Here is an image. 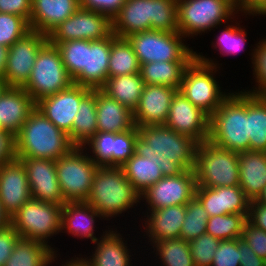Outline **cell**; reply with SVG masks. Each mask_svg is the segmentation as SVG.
<instances>
[{"mask_svg": "<svg viewBox=\"0 0 266 266\" xmlns=\"http://www.w3.org/2000/svg\"><path fill=\"white\" fill-rule=\"evenodd\" d=\"M29 22L19 16L8 13H0V45L10 47L30 31Z\"/></svg>", "mask_w": 266, "mask_h": 266, "instance_id": "41", "label": "cell"}, {"mask_svg": "<svg viewBox=\"0 0 266 266\" xmlns=\"http://www.w3.org/2000/svg\"><path fill=\"white\" fill-rule=\"evenodd\" d=\"M145 86L140 73L108 77L100 89L109 98L134 112Z\"/></svg>", "mask_w": 266, "mask_h": 266, "instance_id": "30", "label": "cell"}, {"mask_svg": "<svg viewBox=\"0 0 266 266\" xmlns=\"http://www.w3.org/2000/svg\"><path fill=\"white\" fill-rule=\"evenodd\" d=\"M72 84L73 80L63 65L59 49L47 42L38 52L29 79L22 88L37 102Z\"/></svg>", "mask_w": 266, "mask_h": 266, "instance_id": "8", "label": "cell"}, {"mask_svg": "<svg viewBox=\"0 0 266 266\" xmlns=\"http://www.w3.org/2000/svg\"><path fill=\"white\" fill-rule=\"evenodd\" d=\"M112 19L108 15L79 8L72 16L55 27L48 35L49 43L71 40H101L110 37Z\"/></svg>", "mask_w": 266, "mask_h": 266, "instance_id": "13", "label": "cell"}, {"mask_svg": "<svg viewBox=\"0 0 266 266\" xmlns=\"http://www.w3.org/2000/svg\"><path fill=\"white\" fill-rule=\"evenodd\" d=\"M74 147L69 135L57 128L37 108L30 113L15 136L16 157L58 160Z\"/></svg>", "mask_w": 266, "mask_h": 266, "instance_id": "3", "label": "cell"}, {"mask_svg": "<svg viewBox=\"0 0 266 266\" xmlns=\"http://www.w3.org/2000/svg\"><path fill=\"white\" fill-rule=\"evenodd\" d=\"M10 224V217L5 213L0 201V229L5 228Z\"/></svg>", "mask_w": 266, "mask_h": 266, "instance_id": "57", "label": "cell"}, {"mask_svg": "<svg viewBox=\"0 0 266 266\" xmlns=\"http://www.w3.org/2000/svg\"><path fill=\"white\" fill-rule=\"evenodd\" d=\"M238 250L241 255L240 266H266V261L258 257L241 238L238 239Z\"/></svg>", "mask_w": 266, "mask_h": 266, "instance_id": "54", "label": "cell"}, {"mask_svg": "<svg viewBox=\"0 0 266 266\" xmlns=\"http://www.w3.org/2000/svg\"><path fill=\"white\" fill-rule=\"evenodd\" d=\"M140 67L130 42L112 34L108 77L140 73Z\"/></svg>", "mask_w": 266, "mask_h": 266, "instance_id": "36", "label": "cell"}, {"mask_svg": "<svg viewBox=\"0 0 266 266\" xmlns=\"http://www.w3.org/2000/svg\"><path fill=\"white\" fill-rule=\"evenodd\" d=\"M92 89L72 84L69 88L39 99L36 108L57 128L66 132L72 142V125L81 100Z\"/></svg>", "mask_w": 266, "mask_h": 266, "instance_id": "16", "label": "cell"}, {"mask_svg": "<svg viewBox=\"0 0 266 266\" xmlns=\"http://www.w3.org/2000/svg\"><path fill=\"white\" fill-rule=\"evenodd\" d=\"M152 246L164 266H195L189 243L182 238L156 241Z\"/></svg>", "mask_w": 266, "mask_h": 266, "instance_id": "37", "label": "cell"}, {"mask_svg": "<svg viewBox=\"0 0 266 266\" xmlns=\"http://www.w3.org/2000/svg\"><path fill=\"white\" fill-rule=\"evenodd\" d=\"M236 24L238 25L233 26L231 24L225 26V29L221 31L220 35L216 36V43L212 42V44H216L213 45L214 48H218V51L222 55L239 54L244 49L247 33L240 27L238 22Z\"/></svg>", "mask_w": 266, "mask_h": 266, "instance_id": "43", "label": "cell"}, {"mask_svg": "<svg viewBox=\"0 0 266 266\" xmlns=\"http://www.w3.org/2000/svg\"><path fill=\"white\" fill-rule=\"evenodd\" d=\"M31 198L26 169L15 158L0 166V201L11 218Z\"/></svg>", "mask_w": 266, "mask_h": 266, "instance_id": "20", "label": "cell"}, {"mask_svg": "<svg viewBox=\"0 0 266 266\" xmlns=\"http://www.w3.org/2000/svg\"><path fill=\"white\" fill-rule=\"evenodd\" d=\"M138 136L136 126L124 132L114 133L113 167H121L135 153Z\"/></svg>", "mask_w": 266, "mask_h": 266, "instance_id": "45", "label": "cell"}, {"mask_svg": "<svg viewBox=\"0 0 266 266\" xmlns=\"http://www.w3.org/2000/svg\"><path fill=\"white\" fill-rule=\"evenodd\" d=\"M248 92L231 93L210 116L209 141L240 153L249 150Z\"/></svg>", "mask_w": 266, "mask_h": 266, "instance_id": "4", "label": "cell"}, {"mask_svg": "<svg viewBox=\"0 0 266 266\" xmlns=\"http://www.w3.org/2000/svg\"><path fill=\"white\" fill-rule=\"evenodd\" d=\"M56 255L51 246L20 238L4 266H48L55 261Z\"/></svg>", "mask_w": 266, "mask_h": 266, "instance_id": "31", "label": "cell"}, {"mask_svg": "<svg viewBox=\"0 0 266 266\" xmlns=\"http://www.w3.org/2000/svg\"><path fill=\"white\" fill-rule=\"evenodd\" d=\"M220 239L208 233L189 241L191 257L195 266H211L213 257L219 247Z\"/></svg>", "mask_w": 266, "mask_h": 266, "instance_id": "44", "label": "cell"}, {"mask_svg": "<svg viewBox=\"0 0 266 266\" xmlns=\"http://www.w3.org/2000/svg\"><path fill=\"white\" fill-rule=\"evenodd\" d=\"M86 147L75 146L56 160V173L65 203L86 202L98 165L84 153Z\"/></svg>", "mask_w": 266, "mask_h": 266, "instance_id": "11", "label": "cell"}, {"mask_svg": "<svg viewBox=\"0 0 266 266\" xmlns=\"http://www.w3.org/2000/svg\"><path fill=\"white\" fill-rule=\"evenodd\" d=\"M249 150L266 152V96L248 93Z\"/></svg>", "mask_w": 266, "mask_h": 266, "instance_id": "34", "label": "cell"}, {"mask_svg": "<svg viewBox=\"0 0 266 266\" xmlns=\"http://www.w3.org/2000/svg\"><path fill=\"white\" fill-rule=\"evenodd\" d=\"M197 184L194 170H184L176 176H164L141 194L148 210L186 205L195 197ZM150 207V208H149Z\"/></svg>", "mask_w": 266, "mask_h": 266, "instance_id": "15", "label": "cell"}, {"mask_svg": "<svg viewBox=\"0 0 266 266\" xmlns=\"http://www.w3.org/2000/svg\"><path fill=\"white\" fill-rule=\"evenodd\" d=\"M32 0H0V13L19 15L30 22Z\"/></svg>", "mask_w": 266, "mask_h": 266, "instance_id": "51", "label": "cell"}, {"mask_svg": "<svg viewBox=\"0 0 266 266\" xmlns=\"http://www.w3.org/2000/svg\"><path fill=\"white\" fill-rule=\"evenodd\" d=\"M7 84L4 80V78H0V95L4 92V90L7 88Z\"/></svg>", "mask_w": 266, "mask_h": 266, "instance_id": "60", "label": "cell"}, {"mask_svg": "<svg viewBox=\"0 0 266 266\" xmlns=\"http://www.w3.org/2000/svg\"><path fill=\"white\" fill-rule=\"evenodd\" d=\"M26 169L31 198L64 205L56 173V160L16 157Z\"/></svg>", "mask_w": 266, "mask_h": 266, "instance_id": "18", "label": "cell"}, {"mask_svg": "<svg viewBox=\"0 0 266 266\" xmlns=\"http://www.w3.org/2000/svg\"><path fill=\"white\" fill-rule=\"evenodd\" d=\"M195 197L209 217L225 214L248 215L250 199L240 186L197 187Z\"/></svg>", "mask_w": 266, "mask_h": 266, "instance_id": "22", "label": "cell"}, {"mask_svg": "<svg viewBox=\"0 0 266 266\" xmlns=\"http://www.w3.org/2000/svg\"><path fill=\"white\" fill-rule=\"evenodd\" d=\"M209 122L210 117L178 90L173 96L164 125L200 144L209 139Z\"/></svg>", "mask_w": 266, "mask_h": 266, "instance_id": "17", "label": "cell"}, {"mask_svg": "<svg viewBox=\"0 0 266 266\" xmlns=\"http://www.w3.org/2000/svg\"><path fill=\"white\" fill-rule=\"evenodd\" d=\"M97 217L103 218L96 209L87 202H67L62 206L61 231L79 238H90L95 243L94 223Z\"/></svg>", "mask_w": 266, "mask_h": 266, "instance_id": "28", "label": "cell"}, {"mask_svg": "<svg viewBox=\"0 0 266 266\" xmlns=\"http://www.w3.org/2000/svg\"><path fill=\"white\" fill-rule=\"evenodd\" d=\"M191 61H155L141 64L140 74L145 84L180 88L183 74Z\"/></svg>", "mask_w": 266, "mask_h": 266, "instance_id": "32", "label": "cell"}, {"mask_svg": "<svg viewBox=\"0 0 266 266\" xmlns=\"http://www.w3.org/2000/svg\"><path fill=\"white\" fill-rule=\"evenodd\" d=\"M241 239L244 240L256 255L266 261V232L246 221Z\"/></svg>", "mask_w": 266, "mask_h": 266, "instance_id": "48", "label": "cell"}, {"mask_svg": "<svg viewBox=\"0 0 266 266\" xmlns=\"http://www.w3.org/2000/svg\"><path fill=\"white\" fill-rule=\"evenodd\" d=\"M89 146L92 149L90 158L98 166L113 167L114 133L96 132L95 135L85 143L83 147Z\"/></svg>", "mask_w": 266, "mask_h": 266, "instance_id": "42", "label": "cell"}, {"mask_svg": "<svg viewBox=\"0 0 266 266\" xmlns=\"http://www.w3.org/2000/svg\"><path fill=\"white\" fill-rule=\"evenodd\" d=\"M254 201L266 204V186L263 188L262 192L258 195V197L254 199Z\"/></svg>", "mask_w": 266, "mask_h": 266, "instance_id": "59", "label": "cell"}, {"mask_svg": "<svg viewBox=\"0 0 266 266\" xmlns=\"http://www.w3.org/2000/svg\"><path fill=\"white\" fill-rule=\"evenodd\" d=\"M141 194L124 175L121 167L98 166L86 202L107 219L140 203Z\"/></svg>", "mask_w": 266, "mask_h": 266, "instance_id": "5", "label": "cell"}, {"mask_svg": "<svg viewBox=\"0 0 266 266\" xmlns=\"http://www.w3.org/2000/svg\"><path fill=\"white\" fill-rule=\"evenodd\" d=\"M47 42V35L30 30L9 47L4 74L8 87H22L28 81L36 56Z\"/></svg>", "mask_w": 266, "mask_h": 266, "instance_id": "14", "label": "cell"}, {"mask_svg": "<svg viewBox=\"0 0 266 266\" xmlns=\"http://www.w3.org/2000/svg\"><path fill=\"white\" fill-rule=\"evenodd\" d=\"M147 215L145 232L151 243L180 238V231L185 219L186 205H174L159 208Z\"/></svg>", "mask_w": 266, "mask_h": 266, "instance_id": "25", "label": "cell"}, {"mask_svg": "<svg viewBox=\"0 0 266 266\" xmlns=\"http://www.w3.org/2000/svg\"><path fill=\"white\" fill-rule=\"evenodd\" d=\"M97 132L96 90L82 100L72 125V143L83 147Z\"/></svg>", "mask_w": 266, "mask_h": 266, "instance_id": "33", "label": "cell"}, {"mask_svg": "<svg viewBox=\"0 0 266 266\" xmlns=\"http://www.w3.org/2000/svg\"><path fill=\"white\" fill-rule=\"evenodd\" d=\"M80 7L108 15L111 19L120 11L126 0H79Z\"/></svg>", "mask_w": 266, "mask_h": 266, "instance_id": "49", "label": "cell"}, {"mask_svg": "<svg viewBox=\"0 0 266 266\" xmlns=\"http://www.w3.org/2000/svg\"><path fill=\"white\" fill-rule=\"evenodd\" d=\"M108 231L103 232V236L101 235L94 243L96 250L93 251L91 258L82 257V260L88 266H130L132 259L127 243L123 242L125 240H122L117 231Z\"/></svg>", "mask_w": 266, "mask_h": 266, "instance_id": "29", "label": "cell"}, {"mask_svg": "<svg viewBox=\"0 0 266 266\" xmlns=\"http://www.w3.org/2000/svg\"><path fill=\"white\" fill-rule=\"evenodd\" d=\"M97 132L120 133L132 129L133 112L96 90Z\"/></svg>", "mask_w": 266, "mask_h": 266, "instance_id": "27", "label": "cell"}, {"mask_svg": "<svg viewBox=\"0 0 266 266\" xmlns=\"http://www.w3.org/2000/svg\"><path fill=\"white\" fill-rule=\"evenodd\" d=\"M238 161L239 186L250 200H254L266 186V152H240Z\"/></svg>", "mask_w": 266, "mask_h": 266, "instance_id": "26", "label": "cell"}, {"mask_svg": "<svg viewBox=\"0 0 266 266\" xmlns=\"http://www.w3.org/2000/svg\"><path fill=\"white\" fill-rule=\"evenodd\" d=\"M238 239L221 240L211 266H240Z\"/></svg>", "mask_w": 266, "mask_h": 266, "instance_id": "47", "label": "cell"}, {"mask_svg": "<svg viewBox=\"0 0 266 266\" xmlns=\"http://www.w3.org/2000/svg\"><path fill=\"white\" fill-rule=\"evenodd\" d=\"M248 215L225 214L209 217L206 233L220 240L239 239Z\"/></svg>", "mask_w": 266, "mask_h": 266, "instance_id": "38", "label": "cell"}, {"mask_svg": "<svg viewBox=\"0 0 266 266\" xmlns=\"http://www.w3.org/2000/svg\"><path fill=\"white\" fill-rule=\"evenodd\" d=\"M55 45L62 57L69 76L74 80L81 72L84 57V40H71L61 43H51Z\"/></svg>", "mask_w": 266, "mask_h": 266, "instance_id": "40", "label": "cell"}, {"mask_svg": "<svg viewBox=\"0 0 266 266\" xmlns=\"http://www.w3.org/2000/svg\"><path fill=\"white\" fill-rule=\"evenodd\" d=\"M137 129L135 153L159 166L163 176L194 170L197 141L165 125H145Z\"/></svg>", "mask_w": 266, "mask_h": 266, "instance_id": "1", "label": "cell"}, {"mask_svg": "<svg viewBox=\"0 0 266 266\" xmlns=\"http://www.w3.org/2000/svg\"><path fill=\"white\" fill-rule=\"evenodd\" d=\"M35 108L36 102L22 87H7L0 95V129L15 137Z\"/></svg>", "mask_w": 266, "mask_h": 266, "instance_id": "23", "label": "cell"}, {"mask_svg": "<svg viewBox=\"0 0 266 266\" xmlns=\"http://www.w3.org/2000/svg\"><path fill=\"white\" fill-rule=\"evenodd\" d=\"M121 168L126 178L140 194L164 177L159 166L151 162L149 158L136 153Z\"/></svg>", "mask_w": 266, "mask_h": 266, "instance_id": "35", "label": "cell"}, {"mask_svg": "<svg viewBox=\"0 0 266 266\" xmlns=\"http://www.w3.org/2000/svg\"><path fill=\"white\" fill-rule=\"evenodd\" d=\"M209 216L199 200L194 197L186 204L185 219L180 231V238L191 241L206 233Z\"/></svg>", "mask_w": 266, "mask_h": 266, "instance_id": "39", "label": "cell"}, {"mask_svg": "<svg viewBox=\"0 0 266 266\" xmlns=\"http://www.w3.org/2000/svg\"><path fill=\"white\" fill-rule=\"evenodd\" d=\"M79 8V0H32L30 29L48 35Z\"/></svg>", "mask_w": 266, "mask_h": 266, "instance_id": "24", "label": "cell"}, {"mask_svg": "<svg viewBox=\"0 0 266 266\" xmlns=\"http://www.w3.org/2000/svg\"><path fill=\"white\" fill-rule=\"evenodd\" d=\"M177 91L173 87L145 84L138 106L133 112L134 125H164Z\"/></svg>", "mask_w": 266, "mask_h": 266, "instance_id": "21", "label": "cell"}, {"mask_svg": "<svg viewBox=\"0 0 266 266\" xmlns=\"http://www.w3.org/2000/svg\"><path fill=\"white\" fill-rule=\"evenodd\" d=\"M247 220L266 232V204L250 200Z\"/></svg>", "mask_w": 266, "mask_h": 266, "instance_id": "53", "label": "cell"}, {"mask_svg": "<svg viewBox=\"0 0 266 266\" xmlns=\"http://www.w3.org/2000/svg\"><path fill=\"white\" fill-rule=\"evenodd\" d=\"M62 266H88L82 258L76 257L75 259H71L70 261L65 262Z\"/></svg>", "mask_w": 266, "mask_h": 266, "instance_id": "58", "label": "cell"}, {"mask_svg": "<svg viewBox=\"0 0 266 266\" xmlns=\"http://www.w3.org/2000/svg\"><path fill=\"white\" fill-rule=\"evenodd\" d=\"M194 173L197 187L239 186L238 153L205 140L196 148Z\"/></svg>", "mask_w": 266, "mask_h": 266, "instance_id": "7", "label": "cell"}, {"mask_svg": "<svg viewBox=\"0 0 266 266\" xmlns=\"http://www.w3.org/2000/svg\"><path fill=\"white\" fill-rule=\"evenodd\" d=\"M177 3L178 32L184 37L217 29L216 26L227 23L238 13L234 0H177Z\"/></svg>", "mask_w": 266, "mask_h": 266, "instance_id": "9", "label": "cell"}, {"mask_svg": "<svg viewBox=\"0 0 266 266\" xmlns=\"http://www.w3.org/2000/svg\"><path fill=\"white\" fill-rule=\"evenodd\" d=\"M20 238L11 224L0 229V266H4Z\"/></svg>", "mask_w": 266, "mask_h": 266, "instance_id": "50", "label": "cell"}, {"mask_svg": "<svg viewBox=\"0 0 266 266\" xmlns=\"http://www.w3.org/2000/svg\"><path fill=\"white\" fill-rule=\"evenodd\" d=\"M186 37L179 32L147 30L126 39L132 45L139 64L155 61H192L196 52L182 43Z\"/></svg>", "mask_w": 266, "mask_h": 266, "instance_id": "12", "label": "cell"}, {"mask_svg": "<svg viewBox=\"0 0 266 266\" xmlns=\"http://www.w3.org/2000/svg\"><path fill=\"white\" fill-rule=\"evenodd\" d=\"M111 36L101 40H84L82 72L73 84L100 90L108 78Z\"/></svg>", "mask_w": 266, "mask_h": 266, "instance_id": "19", "label": "cell"}, {"mask_svg": "<svg viewBox=\"0 0 266 266\" xmlns=\"http://www.w3.org/2000/svg\"><path fill=\"white\" fill-rule=\"evenodd\" d=\"M258 45L252 50V64L254 67L253 74L256 86L253 90H247L252 94H263L266 91V38L257 43ZM256 89V90H255Z\"/></svg>", "mask_w": 266, "mask_h": 266, "instance_id": "46", "label": "cell"}, {"mask_svg": "<svg viewBox=\"0 0 266 266\" xmlns=\"http://www.w3.org/2000/svg\"><path fill=\"white\" fill-rule=\"evenodd\" d=\"M9 48L0 45V78H4Z\"/></svg>", "mask_w": 266, "mask_h": 266, "instance_id": "56", "label": "cell"}, {"mask_svg": "<svg viewBox=\"0 0 266 266\" xmlns=\"http://www.w3.org/2000/svg\"><path fill=\"white\" fill-rule=\"evenodd\" d=\"M234 4L236 10L238 9L237 12L241 11L253 16L265 15V0H234Z\"/></svg>", "mask_w": 266, "mask_h": 266, "instance_id": "55", "label": "cell"}, {"mask_svg": "<svg viewBox=\"0 0 266 266\" xmlns=\"http://www.w3.org/2000/svg\"><path fill=\"white\" fill-rule=\"evenodd\" d=\"M177 0H126L112 18V32L127 38L147 30L178 32Z\"/></svg>", "mask_w": 266, "mask_h": 266, "instance_id": "2", "label": "cell"}, {"mask_svg": "<svg viewBox=\"0 0 266 266\" xmlns=\"http://www.w3.org/2000/svg\"><path fill=\"white\" fill-rule=\"evenodd\" d=\"M62 205L30 198L11 218L21 238L48 245L47 239L61 232Z\"/></svg>", "mask_w": 266, "mask_h": 266, "instance_id": "10", "label": "cell"}, {"mask_svg": "<svg viewBox=\"0 0 266 266\" xmlns=\"http://www.w3.org/2000/svg\"><path fill=\"white\" fill-rule=\"evenodd\" d=\"M214 71V72H213ZM217 64L210 58L196 53L186 67L179 91L209 117L230 93L221 92L216 81Z\"/></svg>", "mask_w": 266, "mask_h": 266, "instance_id": "6", "label": "cell"}, {"mask_svg": "<svg viewBox=\"0 0 266 266\" xmlns=\"http://www.w3.org/2000/svg\"><path fill=\"white\" fill-rule=\"evenodd\" d=\"M15 158V137L10 132L0 129V166Z\"/></svg>", "mask_w": 266, "mask_h": 266, "instance_id": "52", "label": "cell"}]
</instances>
